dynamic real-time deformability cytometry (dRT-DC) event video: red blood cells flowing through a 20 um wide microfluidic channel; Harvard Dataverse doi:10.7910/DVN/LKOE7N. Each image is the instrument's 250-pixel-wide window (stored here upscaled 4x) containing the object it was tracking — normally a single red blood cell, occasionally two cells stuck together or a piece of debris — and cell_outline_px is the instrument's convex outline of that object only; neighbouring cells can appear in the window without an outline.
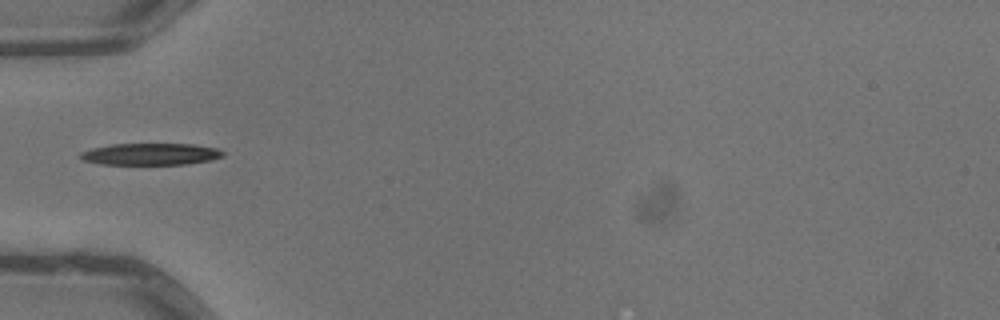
{"species": "common noctule bat (a hibernating species)", "species_latin": "Nyctalus noctula", "temperature_condition": "warm", "stored_images_in_passage": 5, "camera_frame_rate_fps": 3000, "um_per_image_px": 0.085, "animal": {"sex": "male", "body_mass_g": 13.3}, "frame": {"image": 1, "passage_image": 4, "time_ms": 1.0, "image_size_px": [1000, 320], "cell_outline_px": [[224, 156], [212, 160], [184, 164], [100, 164], [84, 160], [80, 156], [80, 152], [92, 148], [112, 144], [192, 144], [216, 148], [224, 152]], "centroid_in_image_um": [12.82, 13.1], "position_along_channel_um": 72.2, "area_um2": 17.98}}
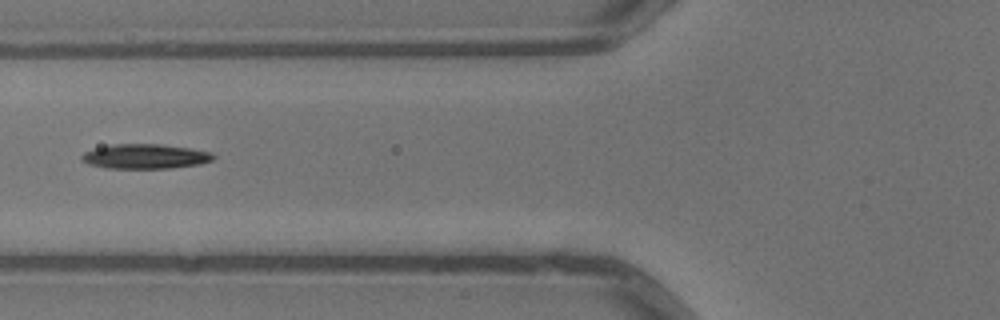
{"frame": {"image": 2, "passage_image": 5, "time_ms": 1.333, "image_size_px": [1000, 320], "cell_outline_px": [[216, 156], [212, 160], [200, 164], [172, 168], [104, 168], [88, 164], [80, 160], [80, 156], [84, 152], [96, 148], [112, 144], [164, 144], [192, 148], [212, 152]], "centroid_in_image_um": [12.35, 13.29], "position_along_channel_um": 113.5, "area_um2": 19.19}}